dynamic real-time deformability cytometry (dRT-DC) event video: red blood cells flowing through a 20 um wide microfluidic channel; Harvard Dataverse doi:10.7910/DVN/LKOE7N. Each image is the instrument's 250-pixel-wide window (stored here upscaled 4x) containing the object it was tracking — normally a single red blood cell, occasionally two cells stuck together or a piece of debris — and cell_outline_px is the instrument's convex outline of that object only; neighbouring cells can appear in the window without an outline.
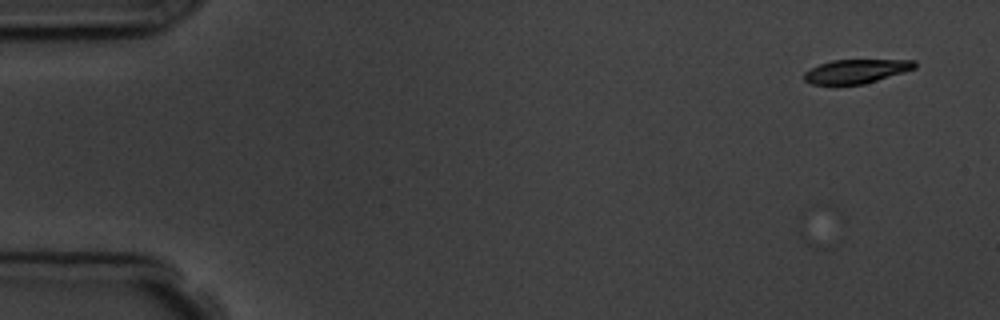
{"species": "common noctule bat (a hibernating species)", "species_latin": "Nyctalus noctula", "temperature_condition": "room temperature", "stored_images_in_passage": 6, "segment_of_instrument_passage": [1, 2], "camera_frame_rate_fps": 3000, "um_per_image_px": 0.085, "animal": {"sex": "male", "body_mass_g": 19.5, "forearm_length_mm": 54.6}, "frame": {"image": 1, "passage_image": 1, "time_ms": 0.0, "image_size_px": [1000, 320], "cell_outline_px": [[916, 68], [904, 72], [864, 84], [812, 84], [804, 80], [804, 72], [820, 64], [832, 60], [916, 60]], "centroid_in_image_um": [72.79, 6.05], "position_along_channel_um": 12.2, "area_um2": 15.26}}